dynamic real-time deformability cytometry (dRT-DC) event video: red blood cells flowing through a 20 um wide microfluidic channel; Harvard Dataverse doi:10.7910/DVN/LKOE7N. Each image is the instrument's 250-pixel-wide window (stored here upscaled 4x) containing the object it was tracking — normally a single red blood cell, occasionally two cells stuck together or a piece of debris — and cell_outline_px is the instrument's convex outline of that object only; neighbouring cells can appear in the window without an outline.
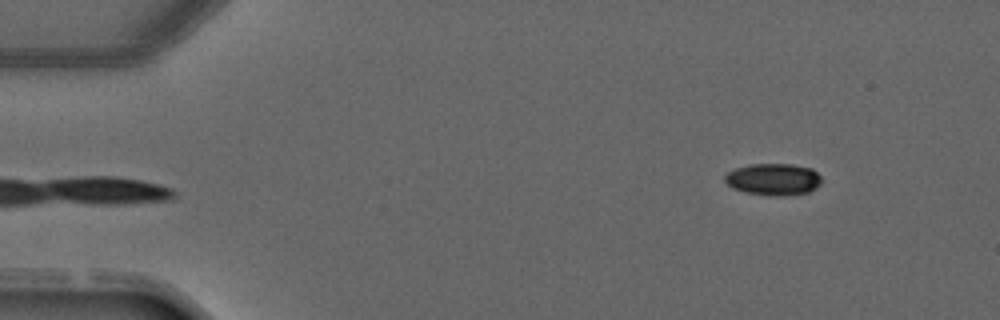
{"species": "common noctule bat (a hibernating species)", "species_latin": "Nyctalus noctula", "temperature_condition": "warm", "stored_images_in_passage": 2, "segment_of_instrument_passage": [2, 2], "camera_frame_rate_fps": 3000, "um_per_image_px": 0.085, "animal": {"sex": "male", "forearm_length_mm": 52.5}, "frame": {"image": 1, "passage_image": 2, "time_ms": 2.333, "image_size_px": [1000, 320], "cell_outline_px": [[820, 184], [816, 188], [808, 192], [784, 196], [772, 196], [744, 192], [732, 188], [724, 180], [724, 176], [728, 172], [736, 168], [748, 164], [792, 164], [812, 168], [820, 176]], "centroid_in_image_um": [65.72, 15.24], "position_along_channel_um": 19.3, "area_um2": 18.03}}